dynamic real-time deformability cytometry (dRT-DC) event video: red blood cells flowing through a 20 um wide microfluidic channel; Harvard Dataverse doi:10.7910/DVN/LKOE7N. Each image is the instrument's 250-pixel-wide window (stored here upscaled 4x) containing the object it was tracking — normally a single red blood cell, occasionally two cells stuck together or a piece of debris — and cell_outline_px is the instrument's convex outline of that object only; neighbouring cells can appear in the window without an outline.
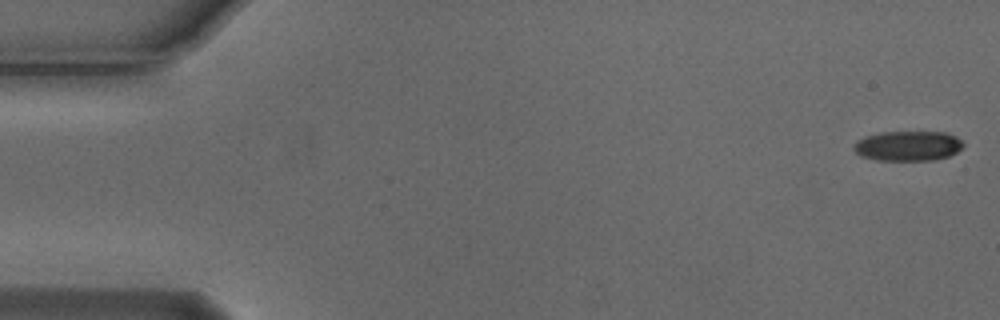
{"species": "Egyptian fruit bat (a non-hibernating species)", "species_latin": "Rousettus aegyptiacus", "temperature_condition": "cold", "stored_images_in_passage": 52, "camera_frame_rate_fps": 3000, "um_per_image_px": 0.085, "animal": {"sex": "male"}, "frame": {"image": 1, "passage_image": 1, "time_ms": 0.0, "image_size_px": [1000, 320], "cell_outline_px": [[964, 144], [956, 152], [948, 156], [932, 160], [876, 160], [860, 156], [852, 148], [852, 144], [856, 140], [864, 136], [880, 132], [948, 132], [956, 136]], "centroid_in_image_um": [77.12, 12.39], "position_along_channel_um": 7.9, "area_um2": 19.25}}
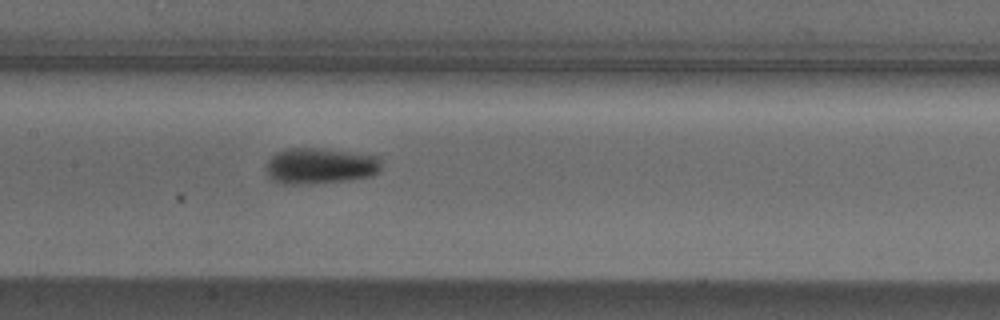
{"frame": {"image": 2, "passage_image": 26, "time_ms": 8.333, "image_size_px": [1000, 320], "cell_outline_px": [[380, 172], [372, 176], [348, 180], [312, 184], [284, 184], [272, 180], [268, 176], [264, 168], [268, 160], [276, 152], [288, 148], [324, 148], [376, 156], [380, 160]], "centroid_in_image_um": [27.17, 14.11], "position_along_channel_um": 180.2, "area_um2": 24.45}}
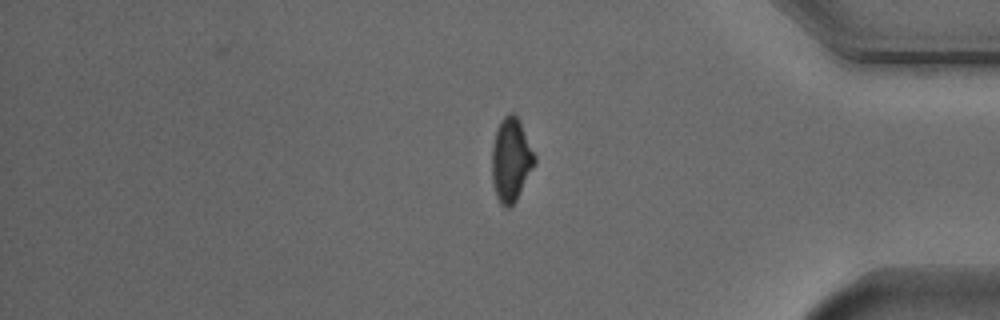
{"frame": {"image": 3, "passage_image": 45, "time_ms": 14.667, "image_size_px": [1000, 320], "cell_outline_px": [[536, 164], [516, 200], [508, 208], [504, 208], [500, 204], [496, 196], [492, 180], [492, 144], [500, 120], [508, 112], [512, 112], [516, 116], [536, 156]], "centroid_in_image_um": [43.43, 13.61], "position_along_channel_um": 391.8, "area_um2": 20.75}}